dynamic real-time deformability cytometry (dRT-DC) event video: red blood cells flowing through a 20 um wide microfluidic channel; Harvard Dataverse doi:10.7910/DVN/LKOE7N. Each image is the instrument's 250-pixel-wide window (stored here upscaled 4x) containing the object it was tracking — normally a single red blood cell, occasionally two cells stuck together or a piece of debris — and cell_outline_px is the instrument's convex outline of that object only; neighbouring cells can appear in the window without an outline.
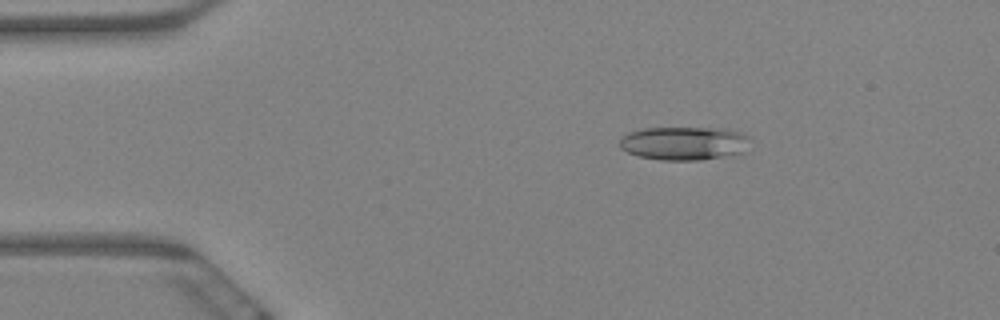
{"species": "Egyptian fruit bat (a non-hibernating species)", "species_latin": "Rousettus aegyptiacus", "temperature_condition": "warm", "stored_images_in_passage": 7, "camera_frame_rate_fps": 3000, "um_per_image_px": 0.085, "animal": {"sex": "female"}, "frame": {"image": 1, "passage_image": 3, "time_ms": 0.667, "image_size_px": [1000, 320], "cell_outline_px": [[752, 140], [740, 152], [700, 160], [660, 160], [640, 156], [628, 152], [620, 148], [620, 136], [628, 132], [644, 128], [724, 128], [740, 132], [752, 136]], "centroid_in_image_um": [58.13, 12.16], "position_along_channel_um": 26.9, "area_um2": 25.43}}
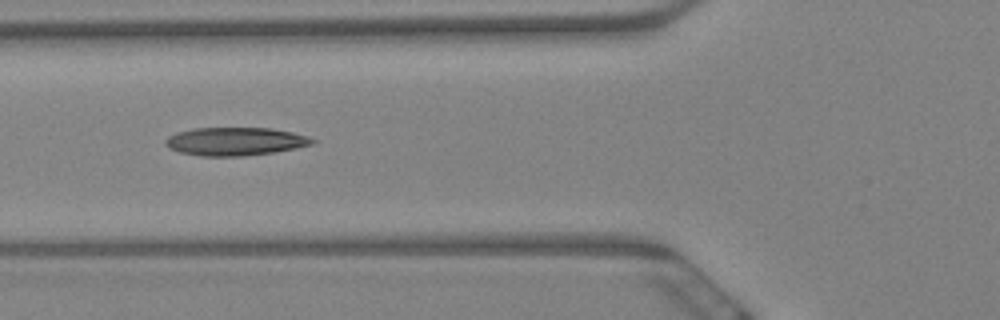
{"frame": {"image": 2, "passage_image": 6, "time_ms": 1.667, "image_size_px": [1000, 320], "cell_outline_px": [[316, 140], [312, 144], [296, 148], [272, 152], [244, 156], [200, 156], [180, 152], [168, 148], [164, 144], [164, 140], [168, 136], [176, 132], [196, 128], [272, 128], [292, 132], [308, 136]], "centroid_in_image_um": [19.96, 12.02], "position_along_channel_um": 105.8, "area_um2": 24.16}}
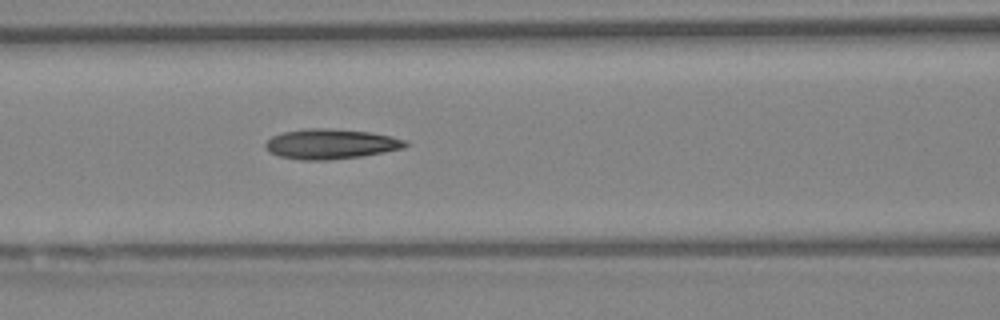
{"frame": {"image": 3, "passage_image": 7, "time_ms": 2.0, "image_size_px": [1000, 320], "cell_outline_px": [[412, 144], [404, 148], [384, 152], [360, 156], [328, 160], [300, 160], [280, 156], [268, 152], [264, 148], [264, 144], [272, 136], [284, 132], [308, 128], [328, 128], [368, 132], [388, 136], [404, 140]], "centroid_in_image_um": [28.09, 12.24], "position_along_channel_um": 138.5, "area_um2": 24.39}}